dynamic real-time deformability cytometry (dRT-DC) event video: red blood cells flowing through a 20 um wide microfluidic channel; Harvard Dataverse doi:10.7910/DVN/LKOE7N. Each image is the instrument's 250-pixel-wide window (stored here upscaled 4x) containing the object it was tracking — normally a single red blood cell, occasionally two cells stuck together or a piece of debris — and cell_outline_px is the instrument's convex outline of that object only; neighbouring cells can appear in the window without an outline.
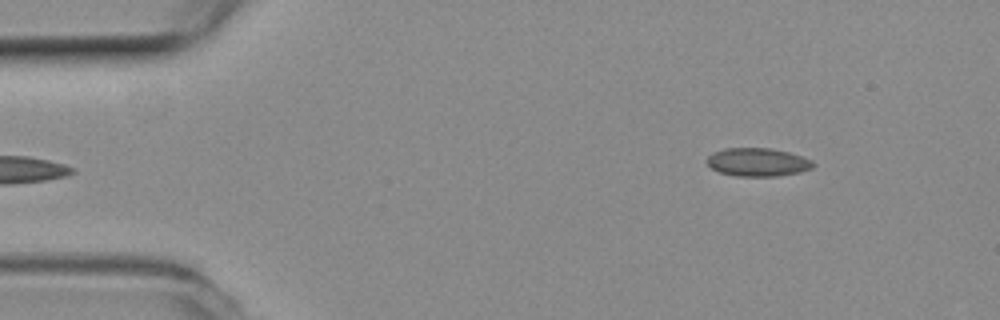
{"species": "common noctule bat (a hibernating species)", "species_latin": "Nyctalus noctula", "temperature_condition": "room temperature", "stored_images_in_passage": 6, "camera_frame_rate_fps": 3000, "um_per_image_px": 0.085, "animal": {"sex": "female", "body_mass_g": 19.3, "forearm_length_mm": 54.1}, "frame": {"image": 1, "passage_image": 6, "time_ms": 1.667, "image_size_px": [1000, 320], "cell_outline_px": [[816, 164], [812, 168], [800, 172], [776, 176], [736, 176], [720, 172], [712, 168], [708, 164], [708, 156], [712, 152], [724, 148], [772, 148], [788, 152], [812, 160]], "centroid_in_image_um": [64.41, 13.78], "position_along_channel_um": 20.6, "area_um2": 17.46}}